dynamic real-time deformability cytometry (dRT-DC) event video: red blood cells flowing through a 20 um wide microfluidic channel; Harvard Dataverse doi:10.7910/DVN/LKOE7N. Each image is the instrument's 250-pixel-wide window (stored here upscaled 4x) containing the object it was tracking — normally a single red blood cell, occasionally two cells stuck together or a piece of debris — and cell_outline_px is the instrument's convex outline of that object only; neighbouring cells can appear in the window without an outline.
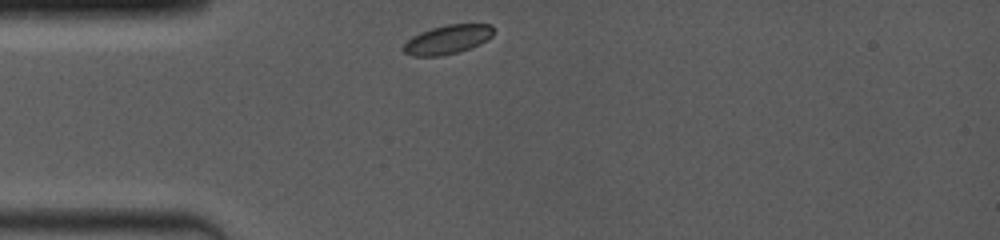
{"species": "common noctule bat (a hibernating species)", "species_latin": "Nyctalus noctula", "temperature_condition": "room temperature", "stored_images_in_passage": 41, "camera_frame_rate_fps": 4000, "um_per_image_px": 0.085, "animal": {"sex": "female", "body_mass_g": 19.0, "forearm_length_mm": 53.3}, "frame": {"image": 1, "passage_image": 1, "time_ms": 0.0, "image_size_px": [1000, 240], "cell_outline_px": [[492, 36], [480, 44], [456, 52], [440, 56], [412, 56], [404, 52], [404, 44], [412, 36], [420, 32], [432, 28], [448, 24], [492, 24]], "centroid_in_image_um": [38.03, 3.35], "position_along_channel_um": 47.0, "area_um2": 14.97}}
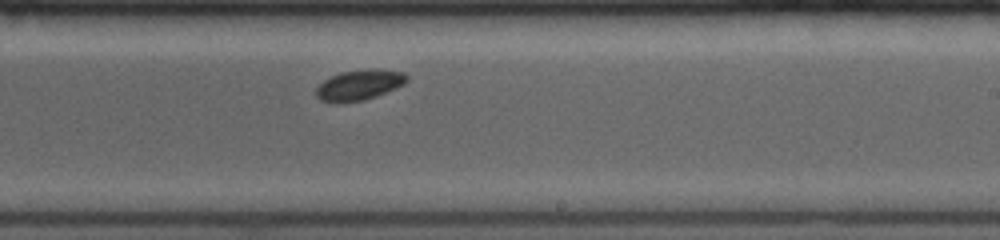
{"frame": {"image": 2, "passage_image": 24, "time_ms": 5.75, "image_size_px": [1000, 240], "cell_outline_px": [[408, 80], [404, 84], [396, 88], [376, 96], [364, 100], [336, 104], [332, 104], [320, 100], [316, 96], [316, 88], [324, 80], [340, 72], [372, 68], [376, 68], [404, 72], [408, 76]], "centroid_in_image_um": [30.53, 7.23], "position_along_channel_um": 258.5, "area_um2": 16.36}}
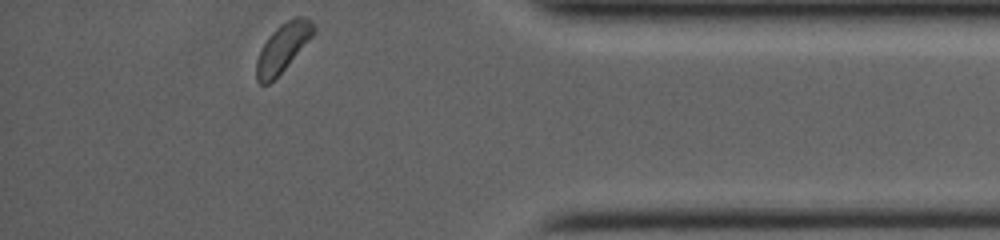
{"frame": {"image": 3, "passage_image": 41, "time_ms": 10.0, "image_size_px": [1000, 240], "cell_outline_px": [[316, 32], [284, 68], [268, 84], [260, 84], [256, 80], [256, 60], [268, 36], [280, 24], [296, 16], [304, 16], [316, 28]], "centroid_in_image_um": [24.02, 4.04], "position_along_channel_um": 411.2, "area_um2": 15.66}}